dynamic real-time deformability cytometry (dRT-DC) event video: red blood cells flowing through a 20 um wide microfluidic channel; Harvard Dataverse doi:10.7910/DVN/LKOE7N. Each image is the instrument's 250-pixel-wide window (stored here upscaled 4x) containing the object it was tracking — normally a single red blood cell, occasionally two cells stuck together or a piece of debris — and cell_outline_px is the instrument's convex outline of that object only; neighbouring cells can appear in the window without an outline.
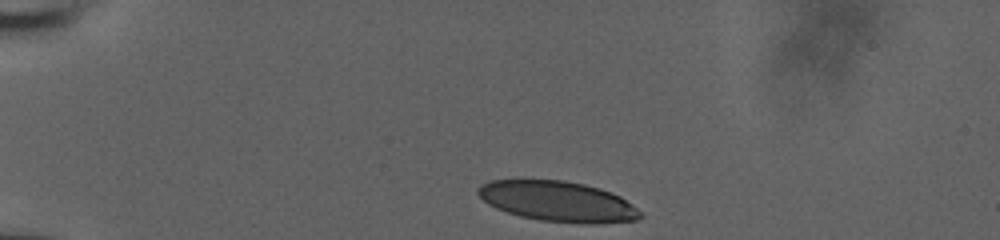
{"species": "human", "species_latin": "Homo sapiens", "temperature_condition": "room temperature", "stored_images_in_passage": 18, "camera_frame_rate_fps": 3000, "um_per_image_px": 0.085, "donor": {"sex": "male"}, "frame": {"image": 1, "passage_image": 1, "time_ms": 0.0, "image_size_px": [1000, 240], "cell_outline_px": [[644, 216], [636, 220], [592, 224], [584, 224], [540, 220], [520, 216], [496, 208], [488, 204], [476, 192], [476, 188], [480, 184], [488, 180], [564, 180], [584, 184], [600, 188], [620, 196], [636, 208]], "centroid_in_image_um": [47.39, 17.11], "position_along_channel_um": 37.6, "area_um2": 38.15}}
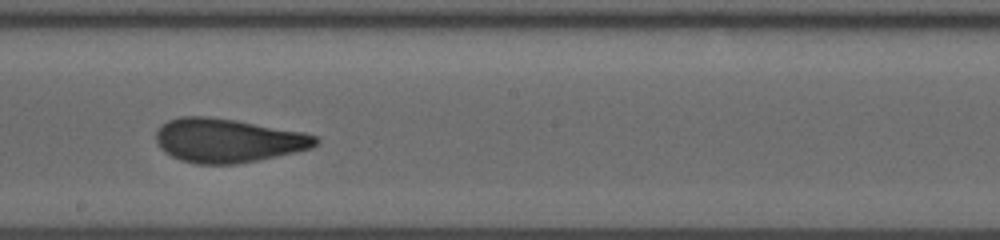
{"frame": {"image": 2, "passage_image": 8, "time_ms": 2.333, "image_size_px": [1000, 240], "cell_outline_px": [[320, 140], [312, 148], [296, 152], [236, 164], [196, 164], [180, 160], [164, 152], [160, 148], [156, 140], [156, 132], [168, 120], [180, 116], [204, 116], [232, 120], [304, 132], [316, 136]], "centroid_in_image_um": [19.35, 11.95], "position_along_channel_um": 228.8, "area_um2": 40.52}}
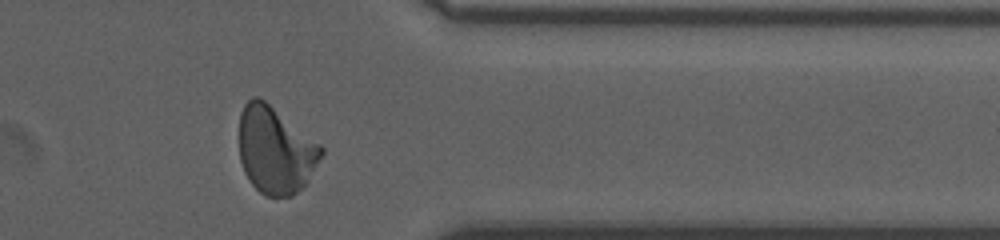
{"frame": {"image": 3, "passage_image": 16, "time_ms": 5.0, "image_size_px": [1000, 240], "cell_outline_px": [[324, 152], [308, 180], [292, 196], [264, 196], [248, 180], [244, 172], [240, 160], [240, 112], [244, 104], [252, 96], [260, 96], [320, 144], [324, 148]], "centroid_in_image_um": [23.39, 12.74], "position_along_channel_um": 388.0, "area_um2": 41.5}}